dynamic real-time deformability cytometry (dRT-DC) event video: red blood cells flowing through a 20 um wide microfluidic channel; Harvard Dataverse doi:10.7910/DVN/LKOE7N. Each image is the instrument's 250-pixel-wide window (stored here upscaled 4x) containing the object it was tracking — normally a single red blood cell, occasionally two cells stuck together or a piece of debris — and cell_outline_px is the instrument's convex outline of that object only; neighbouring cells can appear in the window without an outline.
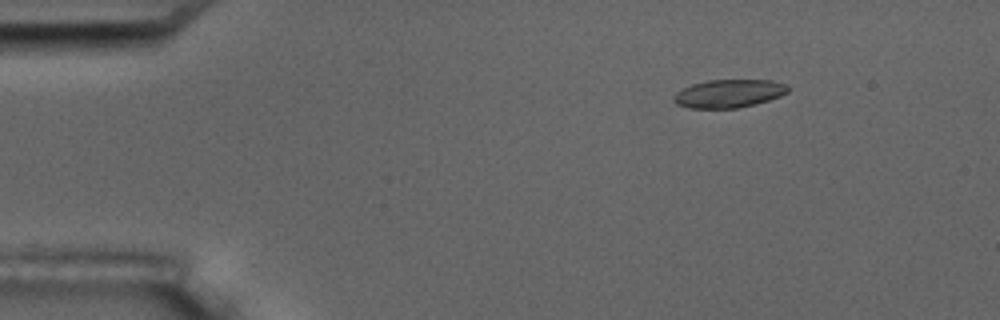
{"species": "common noctule bat (a hibernating species)", "species_latin": "Nyctalus noctula", "temperature_condition": "room temperature", "stored_images_in_passage": 8, "camera_frame_rate_fps": 3000, "um_per_image_px": 0.085, "animal": {"sex": "male", "body_mass_g": 17.5, "forearm_length_mm": 52.3}, "frame": {"image": 1, "passage_image": 3, "time_ms": 2.333, "image_size_px": [1000, 320], "cell_outline_px": [[788, 92], [780, 96], [756, 104], [736, 108], [688, 108], [676, 104], [672, 100], [672, 96], [676, 92], [692, 84], [708, 80], [772, 80], [788, 84]], "centroid_in_image_um": [61.94, 7.95], "position_along_channel_um": 23.1, "area_um2": 18.84}}
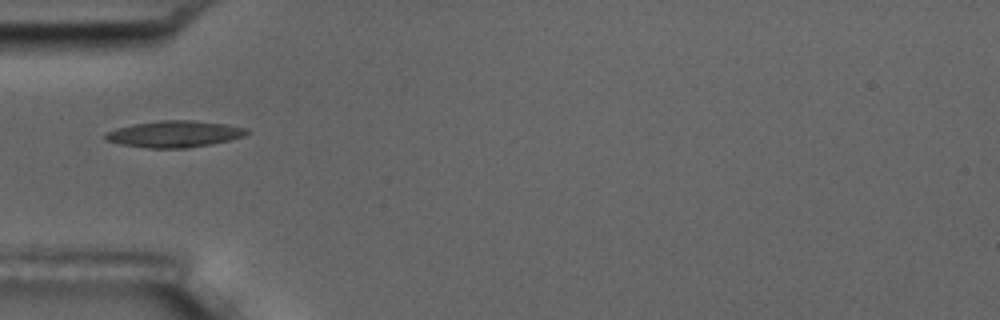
{"frame": {"image": 2, "passage_image": 6, "time_ms": 5.667, "image_size_px": [1000, 320], "cell_outline_px": [[252, 132], [244, 136], [212, 144], [188, 148], [148, 148], [120, 144], [104, 140], [104, 132], [116, 128], [132, 124], [160, 120], [192, 120], [224, 124], [248, 128]], "centroid_in_image_um": [14.81, 11.39], "position_along_channel_um": 70.2, "area_um2": 22.08}}